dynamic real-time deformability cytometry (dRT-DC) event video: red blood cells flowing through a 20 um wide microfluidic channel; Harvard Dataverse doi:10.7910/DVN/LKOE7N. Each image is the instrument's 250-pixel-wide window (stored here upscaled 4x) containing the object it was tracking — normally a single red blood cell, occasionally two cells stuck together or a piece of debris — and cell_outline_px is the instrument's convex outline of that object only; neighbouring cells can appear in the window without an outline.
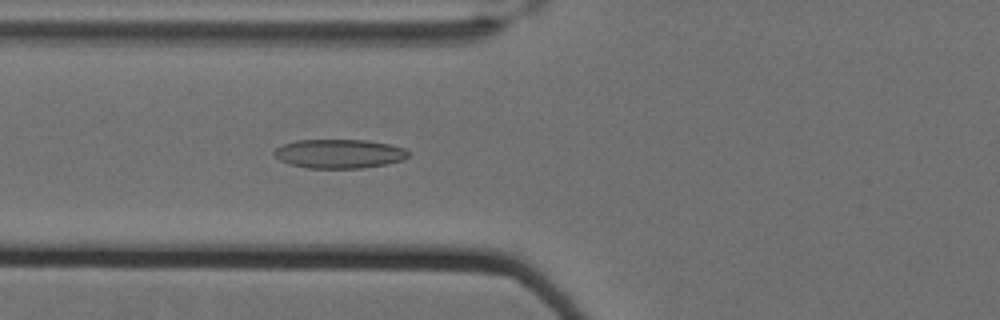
{"species": "Egyptian fruit bat (a non-hibernating species)", "species_latin": "Rousettus aegyptiacus", "temperature_condition": "cold", "stored_images_in_passage": 60, "camera_frame_rate_fps": 3000, "um_per_image_px": 0.085, "animal": {"sex": "female"}, "frame": {"image": 1, "passage_image": 25, "time_ms": 8.0, "image_size_px": [1000, 320], "cell_outline_px": [[408, 156], [404, 160], [364, 168], [308, 168], [288, 164], [280, 160], [272, 152], [276, 148], [284, 144], [296, 140], [364, 140], [388, 144], [404, 148], [408, 152]], "centroid_in_image_um": [28.81, 13.07], "position_along_channel_um": 97.0, "area_um2": 22.6}}
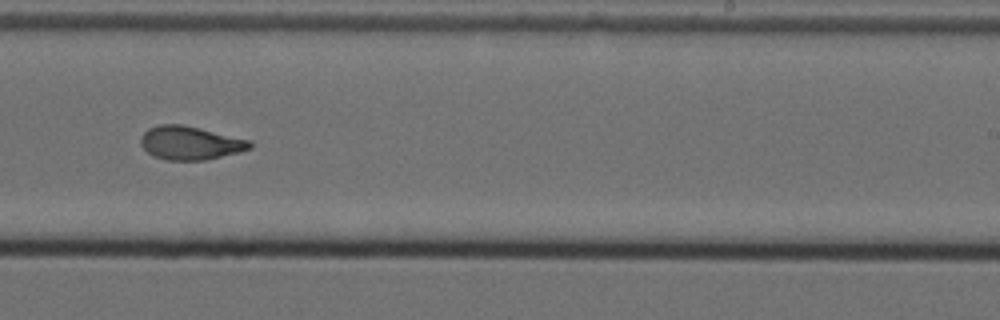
{"frame": {"image": 2, "passage_image": 40, "time_ms": 13.0, "image_size_px": [1000, 320], "cell_outline_px": [[252, 148], [240, 152], [204, 160], [168, 160], [156, 156], [148, 152], [140, 144], [140, 140], [144, 132], [148, 128], [160, 124], [180, 124], [252, 140]], "centroid_in_image_um": [16.19, 12.15], "position_along_channel_um": 272.8, "area_um2": 21.15}}
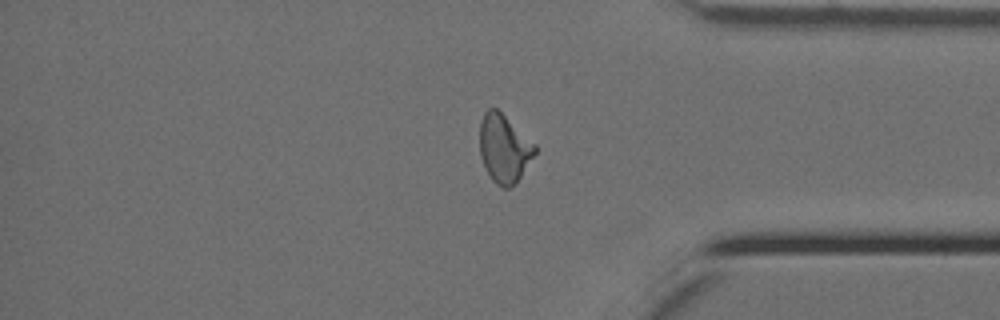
{"frame": {"image": 3, "passage_image": 51, "time_ms": 16.667, "image_size_px": [1000, 320], "cell_outline_px": [[536, 152], [516, 184], [508, 188], [504, 188], [496, 184], [492, 180], [484, 168], [480, 156], [480, 120], [484, 112], [488, 108], [496, 108], [536, 144]], "centroid_in_image_um": [42.83, 12.63], "position_along_channel_um": 392.4, "area_um2": 22.02}, "authors_computed_cell_mechanics": {"area_um2": 21.9062, "velocity_mm_per_s": 3.4931, "shape_relaxation_time_tau1_ms": 7.9776, "shape_relaxation_time_tau2_ms": 1.615, "deformation_change_tau1": 0.1966, "deformation_change_tau2": 0.0794}}